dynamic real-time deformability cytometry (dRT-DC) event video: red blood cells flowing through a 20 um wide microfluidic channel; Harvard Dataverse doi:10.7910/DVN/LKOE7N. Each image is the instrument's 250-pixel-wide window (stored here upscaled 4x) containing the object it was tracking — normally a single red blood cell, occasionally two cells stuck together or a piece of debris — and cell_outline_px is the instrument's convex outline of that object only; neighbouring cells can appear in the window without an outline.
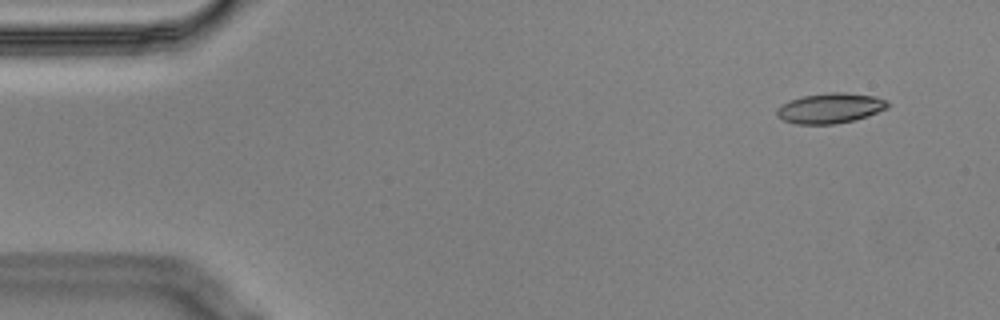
{"species": "Egyptian fruit bat (a non-hibernating species)", "species_latin": "Rousettus aegyptiacus", "temperature_condition": "cold", "stored_images_in_passage": 2, "camera_frame_rate_fps": 3000, "um_per_image_px": 0.085, "animal": {"sex": "male"}, "frame": {"image": 1, "passage_image": 1, "time_ms": 0.0, "image_size_px": [1000, 320], "cell_outline_px": [[888, 108], [868, 116], [852, 120], [832, 124], [796, 124], [784, 120], [776, 112], [776, 108], [788, 100], [800, 96], [828, 92], [844, 92], [876, 96], [884, 100], [888, 104]], "centroid_in_image_um": [70.55, 9.18], "position_along_channel_um": 14.5, "area_um2": 19.48}}